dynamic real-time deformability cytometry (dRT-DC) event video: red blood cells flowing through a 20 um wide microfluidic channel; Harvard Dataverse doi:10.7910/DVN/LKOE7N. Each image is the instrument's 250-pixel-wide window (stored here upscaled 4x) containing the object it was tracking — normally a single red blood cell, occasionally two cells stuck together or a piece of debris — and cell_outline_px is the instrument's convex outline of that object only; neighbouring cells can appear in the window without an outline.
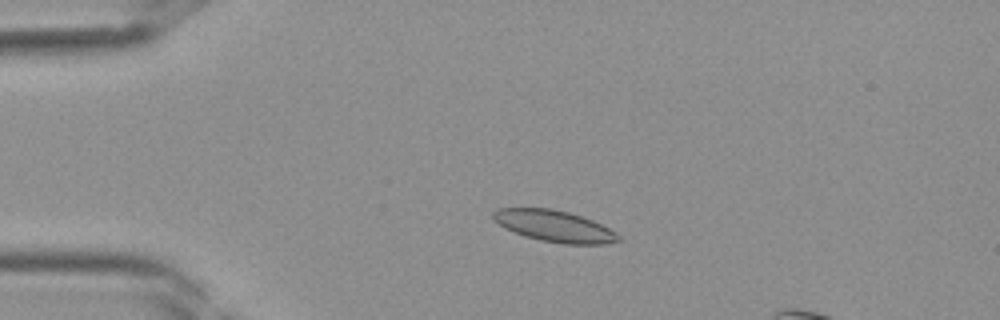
{"species": "Egyptian fruit bat (a non-hibernating species)", "species_latin": "Rousettus aegyptiacus", "temperature_condition": "room temperature", "stored_images_in_passage": 36, "camera_frame_rate_fps": 3000, "um_per_image_px": 0.085, "frame": {"image": 1, "passage_image": 7, "time_ms": 2.0, "image_size_px": [1000, 320], "cell_outline_px": [[624, 240], [604, 244], [564, 244], [540, 240], [524, 236], [504, 228], [492, 216], [492, 212], [496, 208], [552, 208], [568, 212], [592, 220], [616, 232]], "centroid_in_image_um": [47.13, 19.22], "position_along_channel_um": 37.9, "area_um2": 22.95}}
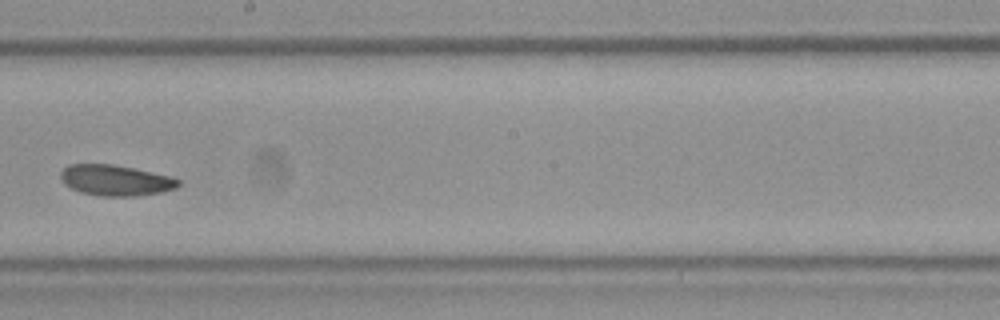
{"frame": {"image": 2, "passage_image": 21, "time_ms": 6.667, "image_size_px": [1000, 320], "cell_outline_px": [[180, 184], [176, 188], [160, 192], [136, 196], [100, 196], [80, 192], [64, 184], [60, 176], [60, 172], [68, 164], [112, 164], [132, 168], [168, 176], [180, 180]], "centroid_in_image_um": [9.78, 15.33], "position_along_channel_um": 238.4, "area_um2": 20.92}}
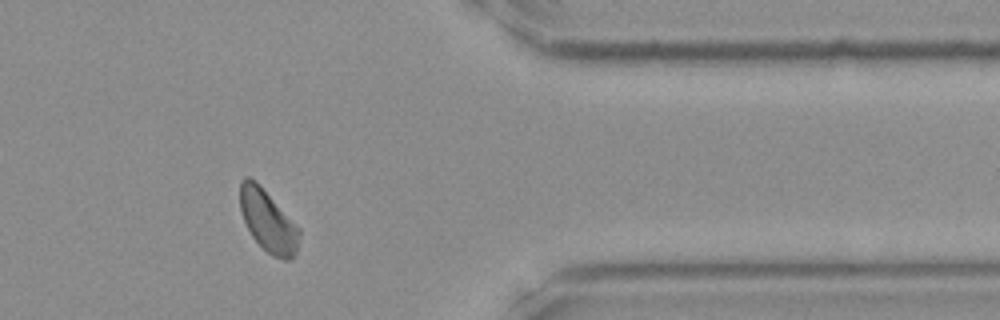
{"frame": {"image": 3, "passage_image": 31, "time_ms": 10.0, "image_size_px": [1000, 320], "cell_outline_px": [[300, 236], [296, 252], [292, 260], [284, 260], [272, 256], [252, 236], [244, 220], [240, 208], [240, 180], [244, 176], [248, 176], [256, 180], [260, 184], [300, 228]], "centroid_in_image_um": [22.79, 18.75], "position_along_channel_um": 388.6, "area_um2": 21.44}}